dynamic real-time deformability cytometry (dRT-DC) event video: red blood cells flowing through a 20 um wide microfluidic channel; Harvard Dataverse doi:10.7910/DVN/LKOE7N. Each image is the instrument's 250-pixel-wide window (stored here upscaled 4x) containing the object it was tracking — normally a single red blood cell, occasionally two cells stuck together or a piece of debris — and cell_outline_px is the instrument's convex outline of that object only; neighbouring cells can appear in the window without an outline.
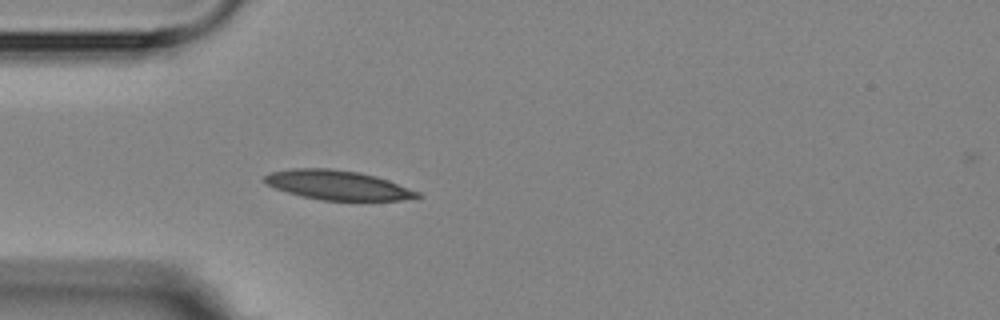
{"species": "Egyptian fruit bat (a non-hibernating species)", "species_latin": "Rousettus aegyptiacus", "temperature_condition": "room temperature", "stored_images_in_passage": 2, "camera_frame_rate_fps": 3000, "um_per_image_px": 0.085, "animal": {"sex": "female"}, "frame": {"image": 1, "passage_image": 2, "time_ms": 1.333, "image_size_px": [1000, 320], "cell_outline_px": [[424, 196], [400, 200], [320, 200], [300, 196], [276, 188], [268, 184], [264, 180], [264, 176], [272, 172], [292, 168], [328, 168], [356, 172], [376, 176], [388, 180], [420, 192]], "centroid_in_image_um": [28.72, 15.73], "position_along_channel_um": 56.3, "area_um2": 25.95}}